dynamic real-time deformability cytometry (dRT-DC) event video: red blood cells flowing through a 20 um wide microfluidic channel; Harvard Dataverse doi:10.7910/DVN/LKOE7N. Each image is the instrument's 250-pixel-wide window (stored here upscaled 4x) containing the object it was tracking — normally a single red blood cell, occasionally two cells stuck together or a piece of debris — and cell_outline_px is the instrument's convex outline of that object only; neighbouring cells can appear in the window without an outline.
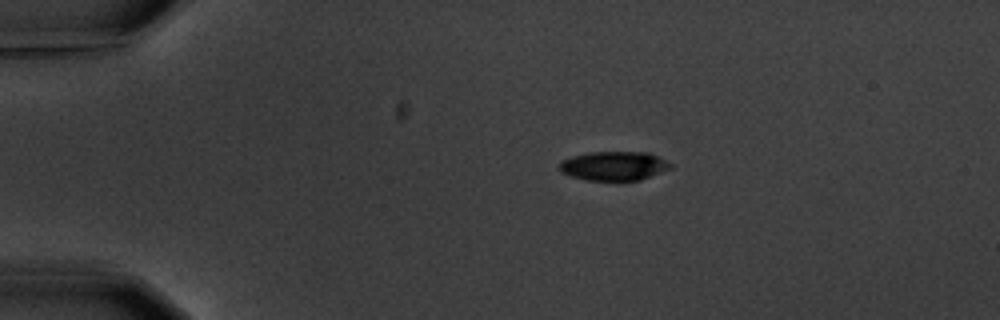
{"species": "common noctule bat (a hibernating species)", "species_latin": "Nyctalus noctula", "temperature_condition": "warm", "stored_images_in_passage": 3, "camera_frame_rate_fps": 3000, "um_per_image_px": 0.085, "animal": {"sex": "male", "body_mass_g": 20.1, "forearm_length_mm": 53.5}, "frame": {"image": 1, "passage_image": 1, "time_ms": 0.0, "image_size_px": [1000, 320], "cell_outline_px": [[672, 168], [640, 180], [584, 180], [560, 172], [556, 168], [564, 160], [572, 156], [592, 152], [648, 152], [672, 164]], "centroid_in_image_um": [52.17, 14.11], "position_along_channel_um": 32.8, "area_um2": 18.73}}
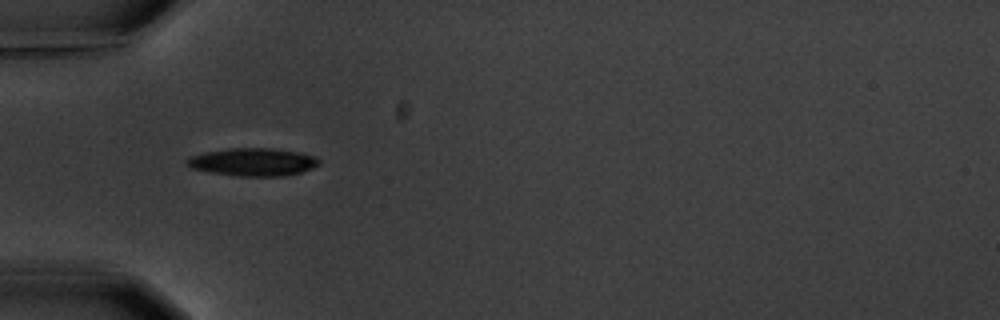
{"frame": {"image": 2, "passage_image": 2, "time_ms": 2.333, "image_size_px": [1000, 320], "cell_outline_px": [[320, 164], [312, 168], [300, 172], [280, 176], [240, 176], [212, 172], [192, 168], [184, 160], [188, 156], [204, 152], [228, 148], [272, 148], [304, 152], [320, 160]], "centroid_in_image_um": [21.5, 13.75], "position_along_channel_um": 63.5, "area_um2": 21.44}}
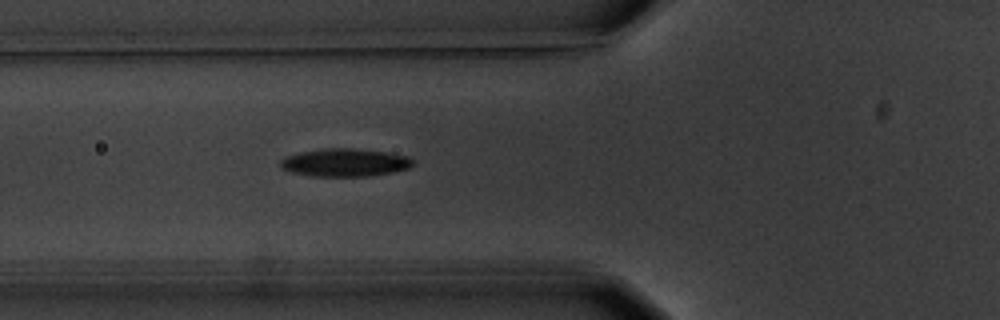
{"frame": {"image": 3, "passage_image": 3, "time_ms": 3.333, "image_size_px": [1000, 320], "cell_outline_px": [[412, 164], [408, 168], [392, 172], [368, 176], [312, 176], [292, 172], [280, 168], [280, 160], [284, 156], [300, 152], [324, 148], [352, 148], [384, 152], [408, 156], [412, 160]], "centroid_in_image_um": [29.25, 13.81], "position_along_channel_um": 96.5, "area_um2": 21.44}}